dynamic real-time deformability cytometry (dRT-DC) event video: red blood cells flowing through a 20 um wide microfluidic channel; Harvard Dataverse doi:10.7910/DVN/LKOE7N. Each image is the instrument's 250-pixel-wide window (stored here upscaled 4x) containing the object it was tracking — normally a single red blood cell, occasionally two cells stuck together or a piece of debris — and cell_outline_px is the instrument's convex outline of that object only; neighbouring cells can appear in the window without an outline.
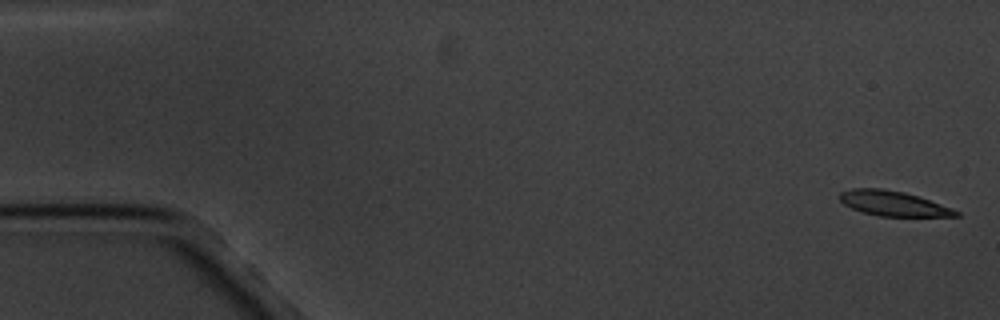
{"species": "common noctule bat (a hibernating species)", "species_latin": "Nyctalus noctula", "temperature_condition": "cold", "stored_images_in_passage": 7, "camera_frame_rate_fps": 3000, "um_per_image_px": 0.085, "animal": {"sex": "male", "body_mass_g": 20.1, "forearm_length_mm": 53.5}, "frame": {"image": 1, "passage_image": 1, "time_ms": 0.0, "image_size_px": [1000, 320], "cell_outline_px": [[960, 216], [880, 216], [860, 212], [844, 204], [840, 200], [840, 192], [852, 188], [884, 188], [904, 192], [952, 208], [960, 212]], "centroid_in_image_um": [75.89, 17.29], "position_along_channel_um": 9.1, "area_um2": 16.76}}
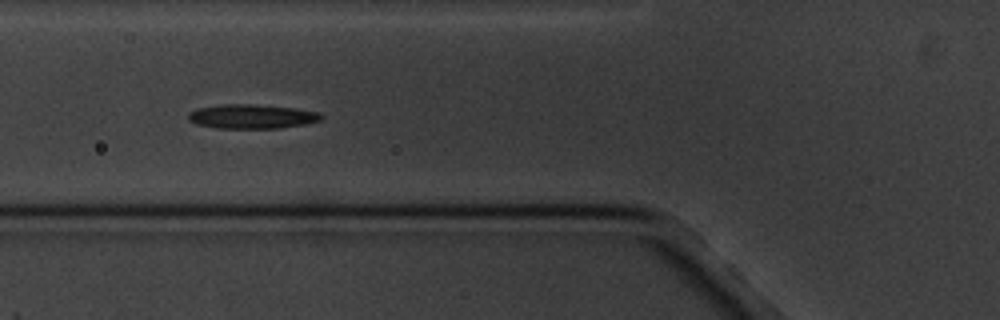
{"frame": {"image": 2, "passage_image": 6, "time_ms": 6.667, "image_size_px": [1000, 320], "cell_outline_px": [[324, 116], [320, 120], [304, 124], [280, 128], [216, 128], [196, 124], [188, 120], [188, 112], [196, 108], [224, 104], [252, 104], [296, 108], [320, 112]], "centroid_in_image_um": [21.39, 9.89], "position_along_channel_um": 104.4, "area_um2": 18.9}}
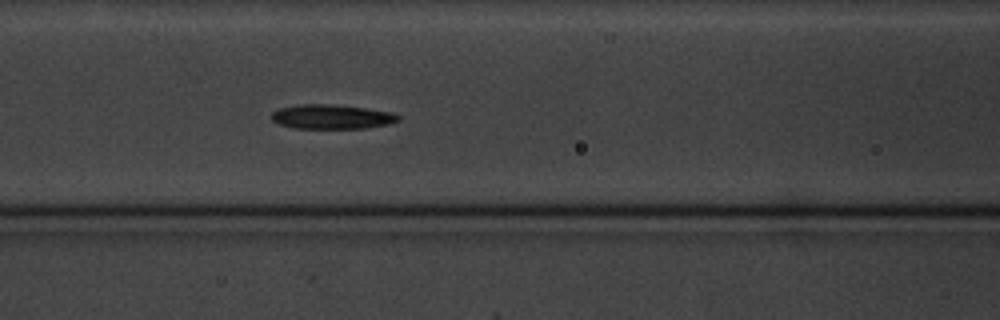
{"frame": {"image": 3, "passage_image": 7, "time_ms": 7.667, "image_size_px": [1000, 320], "cell_outline_px": [[400, 120], [388, 124], [368, 128], [292, 128], [280, 124], [272, 120], [272, 112], [280, 108], [300, 104], [332, 104], [364, 108], [392, 112], [400, 116]], "centroid_in_image_um": [28.21, 9.92], "position_along_channel_um": 138.4, "area_um2": 17.98}}